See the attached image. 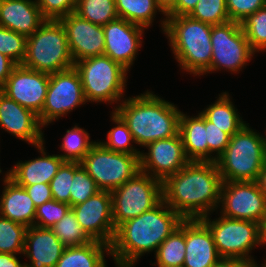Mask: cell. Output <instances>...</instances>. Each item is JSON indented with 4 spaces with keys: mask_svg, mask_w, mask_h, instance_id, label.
<instances>
[{
    "mask_svg": "<svg viewBox=\"0 0 266 267\" xmlns=\"http://www.w3.org/2000/svg\"><path fill=\"white\" fill-rule=\"evenodd\" d=\"M78 0H36L42 16L46 20H59L75 12Z\"/></svg>",
    "mask_w": 266,
    "mask_h": 267,
    "instance_id": "cell-42",
    "label": "cell"
},
{
    "mask_svg": "<svg viewBox=\"0 0 266 267\" xmlns=\"http://www.w3.org/2000/svg\"><path fill=\"white\" fill-rule=\"evenodd\" d=\"M144 29L146 30L120 17L108 22L103 26L104 55L129 71L136 60L139 48L142 47Z\"/></svg>",
    "mask_w": 266,
    "mask_h": 267,
    "instance_id": "cell-17",
    "label": "cell"
},
{
    "mask_svg": "<svg viewBox=\"0 0 266 267\" xmlns=\"http://www.w3.org/2000/svg\"><path fill=\"white\" fill-rule=\"evenodd\" d=\"M95 143L96 141L90 140L89 133L85 129L75 125L72 129H67L60 145L64 154L59 156L64 161L81 162Z\"/></svg>",
    "mask_w": 266,
    "mask_h": 267,
    "instance_id": "cell-30",
    "label": "cell"
},
{
    "mask_svg": "<svg viewBox=\"0 0 266 267\" xmlns=\"http://www.w3.org/2000/svg\"><path fill=\"white\" fill-rule=\"evenodd\" d=\"M222 184L215 162L189 161L162 182L163 201L183 219H201L219 207Z\"/></svg>",
    "mask_w": 266,
    "mask_h": 267,
    "instance_id": "cell-1",
    "label": "cell"
},
{
    "mask_svg": "<svg viewBox=\"0 0 266 267\" xmlns=\"http://www.w3.org/2000/svg\"><path fill=\"white\" fill-rule=\"evenodd\" d=\"M105 252L110 245L93 240L82 246L66 247L55 267H107Z\"/></svg>",
    "mask_w": 266,
    "mask_h": 267,
    "instance_id": "cell-26",
    "label": "cell"
},
{
    "mask_svg": "<svg viewBox=\"0 0 266 267\" xmlns=\"http://www.w3.org/2000/svg\"><path fill=\"white\" fill-rule=\"evenodd\" d=\"M81 166L80 162L64 161L57 174L50 182L51 193L54 200L70 205V188L74 172Z\"/></svg>",
    "mask_w": 266,
    "mask_h": 267,
    "instance_id": "cell-37",
    "label": "cell"
},
{
    "mask_svg": "<svg viewBox=\"0 0 266 267\" xmlns=\"http://www.w3.org/2000/svg\"><path fill=\"white\" fill-rule=\"evenodd\" d=\"M65 248L51 228L28 227L23 255L30 259V263H25V266L55 267Z\"/></svg>",
    "mask_w": 266,
    "mask_h": 267,
    "instance_id": "cell-21",
    "label": "cell"
},
{
    "mask_svg": "<svg viewBox=\"0 0 266 267\" xmlns=\"http://www.w3.org/2000/svg\"><path fill=\"white\" fill-rule=\"evenodd\" d=\"M86 102L120 104L127 83V70L110 57L102 55L74 63Z\"/></svg>",
    "mask_w": 266,
    "mask_h": 267,
    "instance_id": "cell-7",
    "label": "cell"
},
{
    "mask_svg": "<svg viewBox=\"0 0 266 267\" xmlns=\"http://www.w3.org/2000/svg\"><path fill=\"white\" fill-rule=\"evenodd\" d=\"M201 220L209 227L221 258L254 260L250 251L262 245L259 223L223 215L212 221L207 215Z\"/></svg>",
    "mask_w": 266,
    "mask_h": 267,
    "instance_id": "cell-10",
    "label": "cell"
},
{
    "mask_svg": "<svg viewBox=\"0 0 266 267\" xmlns=\"http://www.w3.org/2000/svg\"><path fill=\"white\" fill-rule=\"evenodd\" d=\"M231 97L227 92L221 93L219 98L201 113L214 125L230 136L237 133L246 122L238 114Z\"/></svg>",
    "mask_w": 266,
    "mask_h": 267,
    "instance_id": "cell-27",
    "label": "cell"
},
{
    "mask_svg": "<svg viewBox=\"0 0 266 267\" xmlns=\"http://www.w3.org/2000/svg\"><path fill=\"white\" fill-rule=\"evenodd\" d=\"M22 66L48 74L74 67L66 31L59 20L45 22L26 41Z\"/></svg>",
    "mask_w": 266,
    "mask_h": 267,
    "instance_id": "cell-6",
    "label": "cell"
},
{
    "mask_svg": "<svg viewBox=\"0 0 266 267\" xmlns=\"http://www.w3.org/2000/svg\"><path fill=\"white\" fill-rule=\"evenodd\" d=\"M230 21L242 23L249 15L266 6V0H226Z\"/></svg>",
    "mask_w": 266,
    "mask_h": 267,
    "instance_id": "cell-43",
    "label": "cell"
},
{
    "mask_svg": "<svg viewBox=\"0 0 266 267\" xmlns=\"http://www.w3.org/2000/svg\"><path fill=\"white\" fill-rule=\"evenodd\" d=\"M140 155L111 151L98 141L80 162L101 191H113L140 171Z\"/></svg>",
    "mask_w": 266,
    "mask_h": 267,
    "instance_id": "cell-9",
    "label": "cell"
},
{
    "mask_svg": "<svg viewBox=\"0 0 266 267\" xmlns=\"http://www.w3.org/2000/svg\"><path fill=\"white\" fill-rule=\"evenodd\" d=\"M63 25L74 63L102 56L105 51L103 26L93 24L75 12L59 19Z\"/></svg>",
    "mask_w": 266,
    "mask_h": 267,
    "instance_id": "cell-18",
    "label": "cell"
},
{
    "mask_svg": "<svg viewBox=\"0 0 266 267\" xmlns=\"http://www.w3.org/2000/svg\"><path fill=\"white\" fill-rule=\"evenodd\" d=\"M111 119L116 126L108 131L107 141H99V143L111 151L140 155L141 152L139 149L135 148V146L130 143H135L132 133L123 119L114 110L112 111Z\"/></svg>",
    "mask_w": 266,
    "mask_h": 267,
    "instance_id": "cell-32",
    "label": "cell"
},
{
    "mask_svg": "<svg viewBox=\"0 0 266 267\" xmlns=\"http://www.w3.org/2000/svg\"><path fill=\"white\" fill-rule=\"evenodd\" d=\"M122 102V103H121ZM120 102L114 111L123 119L135 144L145 147L159 139L179 134L181 111L152 91L129 97Z\"/></svg>",
    "mask_w": 266,
    "mask_h": 267,
    "instance_id": "cell-3",
    "label": "cell"
},
{
    "mask_svg": "<svg viewBox=\"0 0 266 267\" xmlns=\"http://www.w3.org/2000/svg\"><path fill=\"white\" fill-rule=\"evenodd\" d=\"M241 27L254 52L266 50V6L242 21Z\"/></svg>",
    "mask_w": 266,
    "mask_h": 267,
    "instance_id": "cell-35",
    "label": "cell"
},
{
    "mask_svg": "<svg viewBox=\"0 0 266 267\" xmlns=\"http://www.w3.org/2000/svg\"><path fill=\"white\" fill-rule=\"evenodd\" d=\"M212 59L210 68L204 73H212L223 68L231 73L239 71L251 60L255 52L243 32L241 24L228 21L212 25Z\"/></svg>",
    "mask_w": 266,
    "mask_h": 267,
    "instance_id": "cell-11",
    "label": "cell"
},
{
    "mask_svg": "<svg viewBox=\"0 0 266 267\" xmlns=\"http://www.w3.org/2000/svg\"><path fill=\"white\" fill-rule=\"evenodd\" d=\"M17 64L9 57L0 53V89L5 85L8 77Z\"/></svg>",
    "mask_w": 266,
    "mask_h": 267,
    "instance_id": "cell-45",
    "label": "cell"
},
{
    "mask_svg": "<svg viewBox=\"0 0 266 267\" xmlns=\"http://www.w3.org/2000/svg\"><path fill=\"white\" fill-rule=\"evenodd\" d=\"M163 34L169 39L172 53L184 71L204 75L212 59V25L193 19L188 15L166 16Z\"/></svg>",
    "mask_w": 266,
    "mask_h": 267,
    "instance_id": "cell-4",
    "label": "cell"
},
{
    "mask_svg": "<svg viewBox=\"0 0 266 267\" xmlns=\"http://www.w3.org/2000/svg\"><path fill=\"white\" fill-rule=\"evenodd\" d=\"M220 215L261 223L266 213V197L254 181L223 182Z\"/></svg>",
    "mask_w": 266,
    "mask_h": 267,
    "instance_id": "cell-13",
    "label": "cell"
},
{
    "mask_svg": "<svg viewBox=\"0 0 266 267\" xmlns=\"http://www.w3.org/2000/svg\"><path fill=\"white\" fill-rule=\"evenodd\" d=\"M51 229L66 247L82 246L93 241L78 223L72 209Z\"/></svg>",
    "mask_w": 266,
    "mask_h": 267,
    "instance_id": "cell-33",
    "label": "cell"
},
{
    "mask_svg": "<svg viewBox=\"0 0 266 267\" xmlns=\"http://www.w3.org/2000/svg\"><path fill=\"white\" fill-rule=\"evenodd\" d=\"M24 187L36 208L43 203L53 199L50 184L36 183L33 185L21 186Z\"/></svg>",
    "mask_w": 266,
    "mask_h": 267,
    "instance_id": "cell-44",
    "label": "cell"
},
{
    "mask_svg": "<svg viewBox=\"0 0 266 267\" xmlns=\"http://www.w3.org/2000/svg\"><path fill=\"white\" fill-rule=\"evenodd\" d=\"M185 219L158 247L156 262L158 267H173L183 265L185 259Z\"/></svg>",
    "mask_w": 266,
    "mask_h": 267,
    "instance_id": "cell-29",
    "label": "cell"
},
{
    "mask_svg": "<svg viewBox=\"0 0 266 267\" xmlns=\"http://www.w3.org/2000/svg\"><path fill=\"white\" fill-rule=\"evenodd\" d=\"M248 124L231 136L227 148L215 161L223 182L255 181L266 164L265 136Z\"/></svg>",
    "mask_w": 266,
    "mask_h": 267,
    "instance_id": "cell-5",
    "label": "cell"
},
{
    "mask_svg": "<svg viewBox=\"0 0 266 267\" xmlns=\"http://www.w3.org/2000/svg\"><path fill=\"white\" fill-rule=\"evenodd\" d=\"M36 0H0V26L30 37L44 22Z\"/></svg>",
    "mask_w": 266,
    "mask_h": 267,
    "instance_id": "cell-22",
    "label": "cell"
},
{
    "mask_svg": "<svg viewBox=\"0 0 266 267\" xmlns=\"http://www.w3.org/2000/svg\"><path fill=\"white\" fill-rule=\"evenodd\" d=\"M27 227L0 216V253L23 254Z\"/></svg>",
    "mask_w": 266,
    "mask_h": 267,
    "instance_id": "cell-34",
    "label": "cell"
},
{
    "mask_svg": "<svg viewBox=\"0 0 266 267\" xmlns=\"http://www.w3.org/2000/svg\"><path fill=\"white\" fill-rule=\"evenodd\" d=\"M5 176V177H4ZM3 176L5 185L0 196V216L25 225L34 226L36 206L24 189L10 179V171Z\"/></svg>",
    "mask_w": 266,
    "mask_h": 267,
    "instance_id": "cell-24",
    "label": "cell"
},
{
    "mask_svg": "<svg viewBox=\"0 0 266 267\" xmlns=\"http://www.w3.org/2000/svg\"><path fill=\"white\" fill-rule=\"evenodd\" d=\"M183 220L162 200L153 209L123 222L116 229L110 255L115 263L133 267L143 254L156 253L160 244Z\"/></svg>",
    "mask_w": 266,
    "mask_h": 267,
    "instance_id": "cell-2",
    "label": "cell"
},
{
    "mask_svg": "<svg viewBox=\"0 0 266 267\" xmlns=\"http://www.w3.org/2000/svg\"><path fill=\"white\" fill-rule=\"evenodd\" d=\"M188 16L210 25L230 21L226 0H199Z\"/></svg>",
    "mask_w": 266,
    "mask_h": 267,
    "instance_id": "cell-36",
    "label": "cell"
},
{
    "mask_svg": "<svg viewBox=\"0 0 266 267\" xmlns=\"http://www.w3.org/2000/svg\"><path fill=\"white\" fill-rule=\"evenodd\" d=\"M100 189L96 182L89 176L82 165L74 172L70 188V206L85 202L94 196Z\"/></svg>",
    "mask_w": 266,
    "mask_h": 267,
    "instance_id": "cell-39",
    "label": "cell"
},
{
    "mask_svg": "<svg viewBox=\"0 0 266 267\" xmlns=\"http://www.w3.org/2000/svg\"><path fill=\"white\" fill-rule=\"evenodd\" d=\"M71 209L80 226L92 240L112 244L116 228L112 218L110 191L100 190L85 202L72 206Z\"/></svg>",
    "mask_w": 266,
    "mask_h": 267,
    "instance_id": "cell-14",
    "label": "cell"
},
{
    "mask_svg": "<svg viewBox=\"0 0 266 267\" xmlns=\"http://www.w3.org/2000/svg\"><path fill=\"white\" fill-rule=\"evenodd\" d=\"M112 218L117 229L123 222L153 209L163 200L162 182L141 170L111 191Z\"/></svg>",
    "mask_w": 266,
    "mask_h": 267,
    "instance_id": "cell-8",
    "label": "cell"
},
{
    "mask_svg": "<svg viewBox=\"0 0 266 267\" xmlns=\"http://www.w3.org/2000/svg\"><path fill=\"white\" fill-rule=\"evenodd\" d=\"M184 267H213L220 259L209 227L201 219H185Z\"/></svg>",
    "mask_w": 266,
    "mask_h": 267,
    "instance_id": "cell-20",
    "label": "cell"
},
{
    "mask_svg": "<svg viewBox=\"0 0 266 267\" xmlns=\"http://www.w3.org/2000/svg\"><path fill=\"white\" fill-rule=\"evenodd\" d=\"M261 267H266V260H265L264 264H262Z\"/></svg>",
    "mask_w": 266,
    "mask_h": 267,
    "instance_id": "cell-53",
    "label": "cell"
},
{
    "mask_svg": "<svg viewBox=\"0 0 266 267\" xmlns=\"http://www.w3.org/2000/svg\"><path fill=\"white\" fill-rule=\"evenodd\" d=\"M255 260L221 258L213 267H259Z\"/></svg>",
    "mask_w": 266,
    "mask_h": 267,
    "instance_id": "cell-46",
    "label": "cell"
},
{
    "mask_svg": "<svg viewBox=\"0 0 266 267\" xmlns=\"http://www.w3.org/2000/svg\"><path fill=\"white\" fill-rule=\"evenodd\" d=\"M140 154V170L163 182L180 171L188 162L180 134L151 142Z\"/></svg>",
    "mask_w": 266,
    "mask_h": 267,
    "instance_id": "cell-15",
    "label": "cell"
},
{
    "mask_svg": "<svg viewBox=\"0 0 266 267\" xmlns=\"http://www.w3.org/2000/svg\"><path fill=\"white\" fill-rule=\"evenodd\" d=\"M178 0H156L158 7L167 16L175 7Z\"/></svg>",
    "mask_w": 266,
    "mask_h": 267,
    "instance_id": "cell-50",
    "label": "cell"
},
{
    "mask_svg": "<svg viewBox=\"0 0 266 267\" xmlns=\"http://www.w3.org/2000/svg\"><path fill=\"white\" fill-rule=\"evenodd\" d=\"M71 209L68 203L59 202L54 199L43 203L36 208L34 226L51 228L59 222Z\"/></svg>",
    "mask_w": 266,
    "mask_h": 267,
    "instance_id": "cell-40",
    "label": "cell"
},
{
    "mask_svg": "<svg viewBox=\"0 0 266 267\" xmlns=\"http://www.w3.org/2000/svg\"><path fill=\"white\" fill-rule=\"evenodd\" d=\"M260 239L262 245L264 246L266 244V213L260 223Z\"/></svg>",
    "mask_w": 266,
    "mask_h": 267,
    "instance_id": "cell-51",
    "label": "cell"
},
{
    "mask_svg": "<svg viewBox=\"0 0 266 267\" xmlns=\"http://www.w3.org/2000/svg\"><path fill=\"white\" fill-rule=\"evenodd\" d=\"M45 142L35 147L41 156L24 162H18L10 171V179L19 186H27L38 183L50 184L52 178L64 160L59 155H47L44 148Z\"/></svg>",
    "mask_w": 266,
    "mask_h": 267,
    "instance_id": "cell-23",
    "label": "cell"
},
{
    "mask_svg": "<svg viewBox=\"0 0 266 267\" xmlns=\"http://www.w3.org/2000/svg\"><path fill=\"white\" fill-rule=\"evenodd\" d=\"M115 4L118 17L146 29L154 22L156 13L161 12L165 16L160 21L161 28L165 31L167 18L156 0H115Z\"/></svg>",
    "mask_w": 266,
    "mask_h": 267,
    "instance_id": "cell-28",
    "label": "cell"
},
{
    "mask_svg": "<svg viewBox=\"0 0 266 267\" xmlns=\"http://www.w3.org/2000/svg\"><path fill=\"white\" fill-rule=\"evenodd\" d=\"M206 141L209 149V162H215L227 148L231 136L216 127L205 117ZM214 152V153H213ZM215 154V155H212ZM217 154V155H216Z\"/></svg>",
    "mask_w": 266,
    "mask_h": 267,
    "instance_id": "cell-41",
    "label": "cell"
},
{
    "mask_svg": "<svg viewBox=\"0 0 266 267\" xmlns=\"http://www.w3.org/2000/svg\"><path fill=\"white\" fill-rule=\"evenodd\" d=\"M15 254L0 253V267H26Z\"/></svg>",
    "mask_w": 266,
    "mask_h": 267,
    "instance_id": "cell-48",
    "label": "cell"
},
{
    "mask_svg": "<svg viewBox=\"0 0 266 267\" xmlns=\"http://www.w3.org/2000/svg\"><path fill=\"white\" fill-rule=\"evenodd\" d=\"M0 127L32 146L45 141L38 115L9 98L1 90Z\"/></svg>",
    "mask_w": 266,
    "mask_h": 267,
    "instance_id": "cell-19",
    "label": "cell"
},
{
    "mask_svg": "<svg viewBox=\"0 0 266 267\" xmlns=\"http://www.w3.org/2000/svg\"><path fill=\"white\" fill-rule=\"evenodd\" d=\"M179 134L182 139L185 155L189 161L209 162L205 116L201 112L193 117H189L182 112Z\"/></svg>",
    "mask_w": 266,
    "mask_h": 267,
    "instance_id": "cell-25",
    "label": "cell"
},
{
    "mask_svg": "<svg viewBox=\"0 0 266 267\" xmlns=\"http://www.w3.org/2000/svg\"><path fill=\"white\" fill-rule=\"evenodd\" d=\"M86 102L82 82L78 71L73 67L68 70L49 74L46 100L38 115L44 127L56 119L66 116L70 111Z\"/></svg>",
    "mask_w": 266,
    "mask_h": 267,
    "instance_id": "cell-12",
    "label": "cell"
},
{
    "mask_svg": "<svg viewBox=\"0 0 266 267\" xmlns=\"http://www.w3.org/2000/svg\"><path fill=\"white\" fill-rule=\"evenodd\" d=\"M75 13L100 26L118 18L115 0H78Z\"/></svg>",
    "mask_w": 266,
    "mask_h": 267,
    "instance_id": "cell-31",
    "label": "cell"
},
{
    "mask_svg": "<svg viewBox=\"0 0 266 267\" xmlns=\"http://www.w3.org/2000/svg\"><path fill=\"white\" fill-rule=\"evenodd\" d=\"M49 74L17 65L0 89L18 104L39 115L44 107Z\"/></svg>",
    "mask_w": 266,
    "mask_h": 267,
    "instance_id": "cell-16",
    "label": "cell"
},
{
    "mask_svg": "<svg viewBox=\"0 0 266 267\" xmlns=\"http://www.w3.org/2000/svg\"><path fill=\"white\" fill-rule=\"evenodd\" d=\"M254 182L259 188L260 192L266 197V164L264 168L257 174Z\"/></svg>",
    "mask_w": 266,
    "mask_h": 267,
    "instance_id": "cell-49",
    "label": "cell"
},
{
    "mask_svg": "<svg viewBox=\"0 0 266 267\" xmlns=\"http://www.w3.org/2000/svg\"><path fill=\"white\" fill-rule=\"evenodd\" d=\"M27 38L15 31L0 26V53L21 65L26 55Z\"/></svg>",
    "mask_w": 266,
    "mask_h": 267,
    "instance_id": "cell-38",
    "label": "cell"
},
{
    "mask_svg": "<svg viewBox=\"0 0 266 267\" xmlns=\"http://www.w3.org/2000/svg\"><path fill=\"white\" fill-rule=\"evenodd\" d=\"M117 266L116 267H126V266H124V265H120V264H118V263H115Z\"/></svg>",
    "mask_w": 266,
    "mask_h": 267,
    "instance_id": "cell-52",
    "label": "cell"
},
{
    "mask_svg": "<svg viewBox=\"0 0 266 267\" xmlns=\"http://www.w3.org/2000/svg\"><path fill=\"white\" fill-rule=\"evenodd\" d=\"M199 0H178L176 7L167 16L189 15Z\"/></svg>",
    "mask_w": 266,
    "mask_h": 267,
    "instance_id": "cell-47",
    "label": "cell"
}]
</instances>
